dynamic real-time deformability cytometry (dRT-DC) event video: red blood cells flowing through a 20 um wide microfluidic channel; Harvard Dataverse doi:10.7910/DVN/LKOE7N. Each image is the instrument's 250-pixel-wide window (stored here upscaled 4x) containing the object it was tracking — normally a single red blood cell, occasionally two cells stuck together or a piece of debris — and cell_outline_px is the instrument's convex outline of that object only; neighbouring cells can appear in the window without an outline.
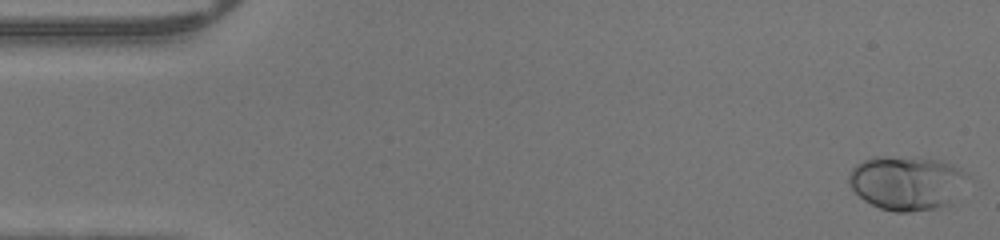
{"species": "human", "species_latin": "Homo sapiens", "temperature_condition": "warm", "stored_images_in_passage": 47, "camera_frame_rate_fps": 3000, "um_per_image_px": 0.085, "donor": {"sex": "male"}, "frame": {"image": 1, "passage_image": 1, "time_ms": 0.0, "image_size_px": [1000, 240], "cell_outline_px": [[968, 176], [952, 204], [936, 208], [908, 212], [896, 212], [880, 208], [864, 200], [848, 184], [848, 176], [852, 168], [856, 164], [872, 156], [884, 156], [940, 160], [952, 164], [960, 168]], "centroid_in_image_um": [77.06, 15.54], "position_along_channel_um": 7.9, "area_um2": 37.4}}
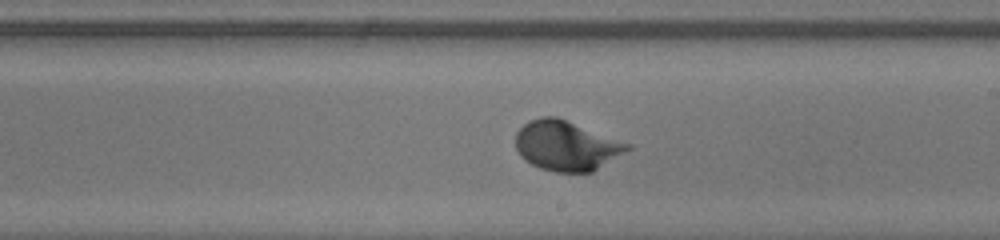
{"frame": {"image": 2, "passage_image": 27, "time_ms": 8.667, "image_size_px": [1000, 240], "cell_outline_px": [[632, 148], [592, 172], [556, 172], [540, 168], [524, 160], [520, 156], [516, 148], [516, 132], [528, 120], [540, 116], [556, 116], [632, 144]], "centroid_in_image_um": [48.13, 12.37], "position_along_channel_um": 240.9, "area_um2": 32.6}}
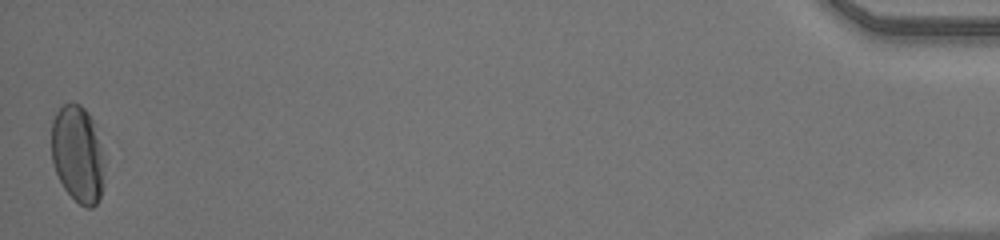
{"frame": {"image": 3, "passage_image": 47, "time_ms": 15.333, "image_size_px": [1000, 240], "cell_outline_px": [[108, 156], [104, 184], [100, 196], [96, 204], [92, 208], [88, 208], [80, 204], [64, 188], [56, 172], [52, 160], [52, 120], [56, 112], [64, 104], [80, 104], [88, 112], [92, 120]], "centroid_in_image_um": [6.68, 13.12], "position_along_channel_um": 428.5, "area_um2": 30.75}}